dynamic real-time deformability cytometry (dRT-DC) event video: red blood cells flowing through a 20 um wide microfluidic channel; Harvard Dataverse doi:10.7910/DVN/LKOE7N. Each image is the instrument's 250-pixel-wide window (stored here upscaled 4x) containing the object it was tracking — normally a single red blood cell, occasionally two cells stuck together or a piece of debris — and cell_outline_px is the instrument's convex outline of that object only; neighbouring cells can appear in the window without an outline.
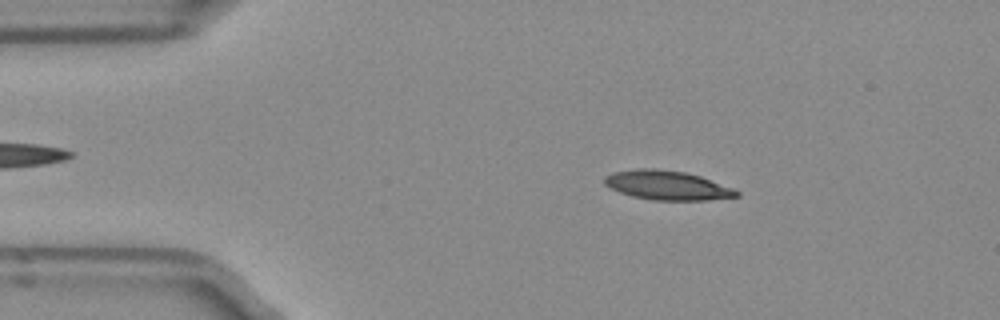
{"species": "Egyptian fruit bat (a non-hibernating species)", "species_latin": "Rousettus aegyptiacus", "temperature_condition": "room temperature", "stored_images_in_passage": 3, "camera_frame_rate_fps": 3000, "um_per_image_px": 0.085, "frame": {"image": 1, "passage_image": 1, "time_ms": 0.0, "image_size_px": [1000, 320], "cell_outline_px": [[740, 196], [708, 200], [656, 200], [632, 196], [620, 192], [604, 184], [604, 176], [612, 172], [636, 168], [656, 168], [684, 172], [700, 176], [732, 188], [740, 192]], "centroid_in_image_um": [56.69, 15.74], "position_along_channel_um": 28.3, "area_um2": 22.43}}
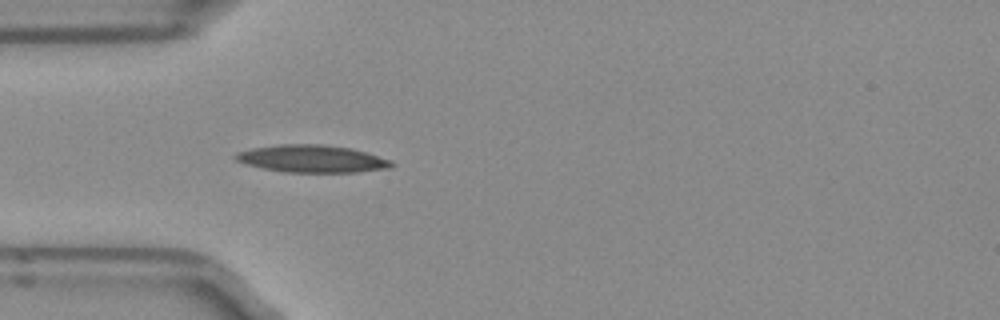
{"frame": {"image": 2, "passage_image": 3, "time_ms": 0.667, "image_size_px": [1000, 320], "cell_outline_px": [[392, 164], [388, 168], [356, 172], [284, 172], [264, 168], [248, 164], [236, 160], [232, 156], [240, 152], [256, 148], [284, 144], [320, 144], [352, 148], [392, 160]], "centroid_in_image_um": [26.55, 13.49], "position_along_channel_um": 58.4, "area_um2": 24.45}}